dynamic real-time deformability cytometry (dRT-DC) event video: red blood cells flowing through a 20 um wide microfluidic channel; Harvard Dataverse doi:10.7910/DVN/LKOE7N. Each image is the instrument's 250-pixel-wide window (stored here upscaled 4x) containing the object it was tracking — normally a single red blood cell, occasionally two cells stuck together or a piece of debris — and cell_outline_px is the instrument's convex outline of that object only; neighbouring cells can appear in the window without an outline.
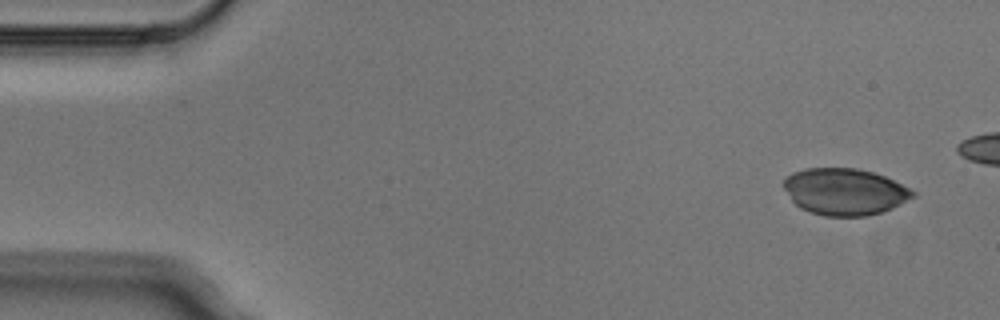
{"species": "Egyptian fruit bat (a non-hibernating species)", "species_latin": "Rousettus aegyptiacus", "temperature_condition": "cold", "stored_images_in_passage": 6, "segment_of_instrument_passage": [1, 2], "camera_frame_rate_fps": 3000, "um_per_image_px": 0.085, "animal": {"sex": "male"}, "frame": {"image": 1, "passage_image": 1, "time_ms": 0.0, "image_size_px": [1000, 320], "cell_outline_px": [[916, 196], [892, 208], [868, 216], [824, 216], [800, 208], [792, 200], [784, 188], [784, 180], [792, 172], [804, 168], [856, 168], [872, 172], [884, 176], [916, 192]], "centroid_in_image_um": [71.79, 16.29], "position_along_channel_um": 13.2, "area_um2": 34.91}}
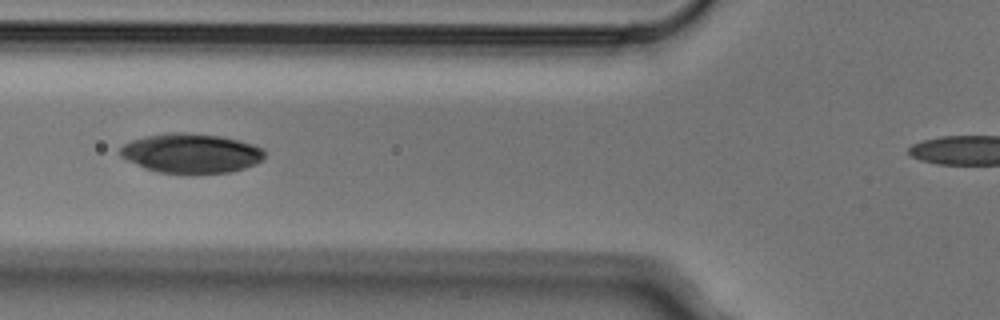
{"frame": {"image": 2, "passage_image": 5, "time_ms": 1.333, "image_size_px": [1000, 320], "cell_outline_px": [[268, 152], [264, 160], [256, 164], [232, 172], [192, 176], [156, 172], [144, 168], [120, 156], [120, 148], [124, 144], [132, 140], [144, 136], [168, 132], [188, 132], [220, 136], [240, 140], [264, 148]], "centroid_in_image_um": [16.3, 13.06], "position_along_channel_um": 109.5, "area_um2": 34.45}}